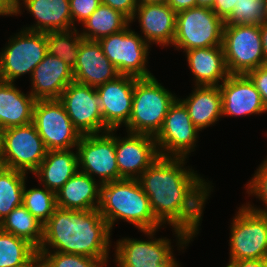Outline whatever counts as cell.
I'll list each match as a JSON object with an SVG mask.
<instances>
[{
    "mask_svg": "<svg viewBox=\"0 0 267 267\" xmlns=\"http://www.w3.org/2000/svg\"><path fill=\"white\" fill-rule=\"evenodd\" d=\"M185 161L159 156L138 178L155 218L164 226H172L182 249L199 233L205 202L213 187L197 171L185 168Z\"/></svg>",
    "mask_w": 267,
    "mask_h": 267,
    "instance_id": "6da1fadb",
    "label": "cell"
},
{
    "mask_svg": "<svg viewBox=\"0 0 267 267\" xmlns=\"http://www.w3.org/2000/svg\"><path fill=\"white\" fill-rule=\"evenodd\" d=\"M111 230L94 210H70L57 207L43 226V240L37 251H56L84 255L108 261ZM49 247L53 250H49Z\"/></svg>",
    "mask_w": 267,
    "mask_h": 267,
    "instance_id": "7a4b0ae2",
    "label": "cell"
},
{
    "mask_svg": "<svg viewBox=\"0 0 267 267\" xmlns=\"http://www.w3.org/2000/svg\"><path fill=\"white\" fill-rule=\"evenodd\" d=\"M98 210L111 231L119 219L133 224L141 231L162 227L138 179H121L102 184Z\"/></svg>",
    "mask_w": 267,
    "mask_h": 267,
    "instance_id": "3957f363",
    "label": "cell"
},
{
    "mask_svg": "<svg viewBox=\"0 0 267 267\" xmlns=\"http://www.w3.org/2000/svg\"><path fill=\"white\" fill-rule=\"evenodd\" d=\"M177 98L154 76L136 78L132 112L125 130L129 133L155 136L161 129L170 106Z\"/></svg>",
    "mask_w": 267,
    "mask_h": 267,
    "instance_id": "277c9868",
    "label": "cell"
},
{
    "mask_svg": "<svg viewBox=\"0 0 267 267\" xmlns=\"http://www.w3.org/2000/svg\"><path fill=\"white\" fill-rule=\"evenodd\" d=\"M224 24L211 8L196 6L179 11L172 45L183 52L222 46Z\"/></svg>",
    "mask_w": 267,
    "mask_h": 267,
    "instance_id": "5b68a950",
    "label": "cell"
},
{
    "mask_svg": "<svg viewBox=\"0 0 267 267\" xmlns=\"http://www.w3.org/2000/svg\"><path fill=\"white\" fill-rule=\"evenodd\" d=\"M47 151L32 122L0 131V160L6 168L34 173Z\"/></svg>",
    "mask_w": 267,
    "mask_h": 267,
    "instance_id": "8992f818",
    "label": "cell"
},
{
    "mask_svg": "<svg viewBox=\"0 0 267 267\" xmlns=\"http://www.w3.org/2000/svg\"><path fill=\"white\" fill-rule=\"evenodd\" d=\"M0 52V80L16 81L30 73L47 54L46 33L21 29ZM16 79V80H15Z\"/></svg>",
    "mask_w": 267,
    "mask_h": 267,
    "instance_id": "52a82bcc",
    "label": "cell"
},
{
    "mask_svg": "<svg viewBox=\"0 0 267 267\" xmlns=\"http://www.w3.org/2000/svg\"><path fill=\"white\" fill-rule=\"evenodd\" d=\"M222 48L229 74H246L267 64L260 25H224Z\"/></svg>",
    "mask_w": 267,
    "mask_h": 267,
    "instance_id": "ba28073f",
    "label": "cell"
},
{
    "mask_svg": "<svg viewBox=\"0 0 267 267\" xmlns=\"http://www.w3.org/2000/svg\"><path fill=\"white\" fill-rule=\"evenodd\" d=\"M129 27L128 25L117 33L102 37L98 42L119 74L136 78L151 77L152 73L146 68L150 46L142 35H138Z\"/></svg>",
    "mask_w": 267,
    "mask_h": 267,
    "instance_id": "9c48e42d",
    "label": "cell"
},
{
    "mask_svg": "<svg viewBox=\"0 0 267 267\" xmlns=\"http://www.w3.org/2000/svg\"><path fill=\"white\" fill-rule=\"evenodd\" d=\"M231 224L230 261L267 259V214L255 212L244 205Z\"/></svg>",
    "mask_w": 267,
    "mask_h": 267,
    "instance_id": "30bf717a",
    "label": "cell"
},
{
    "mask_svg": "<svg viewBox=\"0 0 267 267\" xmlns=\"http://www.w3.org/2000/svg\"><path fill=\"white\" fill-rule=\"evenodd\" d=\"M32 123L47 150L75 149L81 134L58 99L36 100Z\"/></svg>",
    "mask_w": 267,
    "mask_h": 267,
    "instance_id": "8fae6325",
    "label": "cell"
},
{
    "mask_svg": "<svg viewBox=\"0 0 267 267\" xmlns=\"http://www.w3.org/2000/svg\"><path fill=\"white\" fill-rule=\"evenodd\" d=\"M114 131L83 135L76 147L79 170L93 179L98 176L101 185L119 180Z\"/></svg>",
    "mask_w": 267,
    "mask_h": 267,
    "instance_id": "7c38bea8",
    "label": "cell"
},
{
    "mask_svg": "<svg viewBox=\"0 0 267 267\" xmlns=\"http://www.w3.org/2000/svg\"><path fill=\"white\" fill-rule=\"evenodd\" d=\"M199 131L191 121L187 108L177 98L154 136L159 156L187 158L195 149Z\"/></svg>",
    "mask_w": 267,
    "mask_h": 267,
    "instance_id": "4fadbf2b",
    "label": "cell"
},
{
    "mask_svg": "<svg viewBox=\"0 0 267 267\" xmlns=\"http://www.w3.org/2000/svg\"><path fill=\"white\" fill-rule=\"evenodd\" d=\"M157 230L140 231L151 240L122 238L117 240L115 262L118 267H180L173 255L171 240L154 238Z\"/></svg>",
    "mask_w": 267,
    "mask_h": 267,
    "instance_id": "5bb4252c",
    "label": "cell"
},
{
    "mask_svg": "<svg viewBox=\"0 0 267 267\" xmlns=\"http://www.w3.org/2000/svg\"><path fill=\"white\" fill-rule=\"evenodd\" d=\"M58 100L64 105L74 128L81 136L104 133L96 88L73 81L63 90Z\"/></svg>",
    "mask_w": 267,
    "mask_h": 267,
    "instance_id": "9a60e30c",
    "label": "cell"
},
{
    "mask_svg": "<svg viewBox=\"0 0 267 267\" xmlns=\"http://www.w3.org/2000/svg\"><path fill=\"white\" fill-rule=\"evenodd\" d=\"M136 77L119 75L96 88L99 95L104 132L118 130L128 124L132 112L133 91Z\"/></svg>",
    "mask_w": 267,
    "mask_h": 267,
    "instance_id": "2e32d148",
    "label": "cell"
},
{
    "mask_svg": "<svg viewBox=\"0 0 267 267\" xmlns=\"http://www.w3.org/2000/svg\"><path fill=\"white\" fill-rule=\"evenodd\" d=\"M125 138L115 136V151L119 180L138 179L159 157L154 136L129 133Z\"/></svg>",
    "mask_w": 267,
    "mask_h": 267,
    "instance_id": "e0dca14e",
    "label": "cell"
},
{
    "mask_svg": "<svg viewBox=\"0 0 267 267\" xmlns=\"http://www.w3.org/2000/svg\"><path fill=\"white\" fill-rule=\"evenodd\" d=\"M222 116L266 113L261 95L246 74H230L220 85Z\"/></svg>",
    "mask_w": 267,
    "mask_h": 267,
    "instance_id": "ac0fdd59",
    "label": "cell"
},
{
    "mask_svg": "<svg viewBox=\"0 0 267 267\" xmlns=\"http://www.w3.org/2000/svg\"><path fill=\"white\" fill-rule=\"evenodd\" d=\"M75 82L97 88L120 74L103 53L97 40L82 39L77 62L72 70Z\"/></svg>",
    "mask_w": 267,
    "mask_h": 267,
    "instance_id": "d6986e66",
    "label": "cell"
},
{
    "mask_svg": "<svg viewBox=\"0 0 267 267\" xmlns=\"http://www.w3.org/2000/svg\"><path fill=\"white\" fill-rule=\"evenodd\" d=\"M176 14L168 4H139L130 22L138 16L142 37L149 45L169 46L176 33Z\"/></svg>",
    "mask_w": 267,
    "mask_h": 267,
    "instance_id": "ffe728a7",
    "label": "cell"
},
{
    "mask_svg": "<svg viewBox=\"0 0 267 267\" xmlns=\"http://www.w3.org/2000/svg\"><path fill=\"white\" fill-rule=\"evenodd\" d=\"M31 91L36 100L59 99L63 90L74 81L72 69L60 58L46 54L31 76Z\"/></svg>",
    "mask_w": 267,
    "mask_h": 267,
    "instance_id": "44dd1931",
    "label": "cell"
},
{
    "mask_svg": "<svg viewBox=\"0 0 267 267\" xmlns=\"http://www.w3.org/2000/svg\"><path fill=\"white\" fill-rule=\"evenodd\" d=\"M16 4L17 15L21 14V4H24L37 20L34 25L23 28L25 30L47 33L73 29L69 0H17Z\"/></svg>",
    "mask_w": 267,
    "mask_h": 267,
    "instance_id": "7402d4cb",
    "label": "cell"
},
{
    "mask_svg": "<svg viewBox=\"0 0 267 267\" xmlns=\"http://www.w3.org/2000/svg\"><path fill=\"white\" fill-rule=\"evenodd\" d=\"M78 170L56 193L57 207L94 210L100 204L101 184Z\"/></svg>",
    "mask_w": 267,
    "mask_h": 267,
    "instance_id": "603a6c76",
    "label": "cell"
},
{
    "mask_svg": "<svg viewBox=\"0 0 267 267\" xmlns=\"http://www.w3.org/2000/svg\"><path fill=\"white\" fill-rule=\"evenodd\" d=\"M195 86H219L228 73L222 46L185 51Z\"/></svg>",
    "mask_w": 267,
    "mask_h": 267,
    "instance_id": "cb8c5ba5",
    "label": "cell"
},
{
    "mask_svg": "<svg viewBox=\"0 0 267 267\" xmlns=\"http://www.w3.org/2000/svg\"><path fill=\"white\" fill-rule=\"evenodd\" d=\"M74 149L48 150L46 157L33 173L55 194L79 170L78 153Z\"/></svg>",
    "mask_w": 267,
    "mask_h": 267,
    "instance_id": "d4e9b609",
    "label": "cell"
},
{
    "mask_svg": "<svg viewBox=\"0 0 267 267\" xmlns=\"http://www.w3.org/2000/svg\"><path fill=\"white\" fill-rule=\"evenodd\" d=\"M35 101L14 83L0 80V131L31 123Z\"/></svg>",
    "mask_w": 267,
    "mask_h": 267,
    "instance_id": "484cf974",
    "label": "cell"
},
{
    "mask_svg": "<svg viewBox=\"0 0 267 267\" xmlns=\"http://www.w3.org/2000/svg\"><path fill=\"white\" fill-rule=\"evenodd\" d=\"M186 99L179 98L188 110L193 124L201 131L222 117V95L219 86H194Z\"/></svg>",
    "mask_w": 267,
    "mask_h": 267,
    "instance_id": "4316f807",
    "label": "cell"
},
{
    "mask_svg": "<svg viewBox=\"0 0 267 267\" xmlns=\"http://www.w3.org/2000/svg\"><path fill=\"white\" fill-rule=\"evenodd\" d=\"M82 24L85 26L80 33L83 39L98 41L125 29L131 22L121 12L101 4Z\"/></svg>",
    "mask_w": 267,
    "mask_h": 267,
    "instance_id": "83f0119b",
    "label": "cell"
},
{
    "mask_svg": "<svg viewBox=\"0 0 267 267\" xmlns=\"http://www.w3.org/2000/svg\"><path fill=\"white\" fill-rule=\"evenodd\" d=\"M43 226L23 204L17 206L0 222V230L25 239L37 250L43 240Z\"/></svg>",
    "mask_w": 267,
    "mask_h": 267,
    "instance_id": "f1b7e54d",
    "label": "cell"
},
{
    "mask_svg": "<svg viewBox=\"0 0 267 267\" xmlns=\"http://www.w3.org/2000/svg\"><path fill=\"white\" fill-rule=\"evenodd\" d=\"M26 174L6 167L0 172V222L22 205Z\"/></svg>",
    "mask_w": 267,
    "mask_h": 267,
    "instance_id": "f546056e",
    "label": "cell"
},
{
    "mask_svg": "<svg viewBox=\"0 0 267 267\" xmlns=\"http://www.w3.org/2000/svg\"><path fill=\"white\" fill-rule=\"evenodd\" d=\"M82 39L76 28L49 31L46 33L47 53L60 58L73 70Z\"/></svg>",
    "mask_w": 267,
    "mask_h": 267,
    "instance_id": "4dcf8cb0",
    "label": "cell"
},
{
    "mask_svg": "<svg viewBox=\"0 0 267 267\" xmlns=\"http://www.w3.org/2000/svg\"><path fill=\"white\" fill-rule=\"evenodd\" d=\"M38 254L25 239L0 230V267H21Z\"/></svg>",
    "mask_w": 267,
    "mask_h": 267,
    "instance_id": "1f68e13d",
    "label": "cell"
},
{
    "mask_svg": "<svg viewBox=\"0 0 267 267\" xmlns=\"http://www.w3.org/2000/svg\"><path fill=\"white\" fill-rule=\"evenodd\" d=\"M24 185L22 204L41 224H45L57 208L56 194L46 187L30 188Z\"/></svg>",
    "mask_w": 267,
    "mask_h": 267,
    "instance_id": "d6a6232c",
    "label": "cell"
},
{
    "mask_svg": "<svg viewBox=\"0 0 267 267\" xmlns=\"http://www.w3.org/2000/svg\"><path fill=\"white\" fill-rule=\"evenodd\" d=\"M267 21V0H239L224 25H260Z\"/></svg>",
    "mask_w": 267,
    "mask_h": 267,
    "instance_id": "836d02e7",
    "label": "cell"
},
{
    "mask_svg": "<svg viewBox=\"0 0 267 267\" xmlns=\"http://www.w3.org/2000/svg\"><path fill=\"white\" fill-rule=\"evenodd\" d=\"M44 267H105L97 258L56 251H37Z\"/></svg>",
    "mask_w": 267,
    "mask_h": 267,
    "instance_id": "e575fe53",
    "label": "cell"
},
{
    "mask_svg": "<svg viewBox=\"0 0 267 267\" xmlns=\"http://www.w3.org/2000/svg\"><path fill=\"white\" fill-rule=\"evenodd\" d=\"M255 172L251 181L246 186V192H248L249 196L254 195L260 201L262 200L261 202L264 203L265 209L256 208L254 204L250 205L249 202L248 204L246 203V206L255 212L267 214V158L259 165Z\"/></svg>",
    "mask_w": 267,
    "mask_h": 267,
    "instance_id": "d590c367",
    "label": "cell"
},
{
    "mask_svg": "<svg viewBox=\"0 0 267 267\" xmlns=\"http://www.w3.org/2000/svg\"><path fill=\"white\" fill-rule=\"evenodd\" d=\"M73 28L75 21L83 23L101 5V0H69Z\"/></svg>",
    "mask_w": 267,
    "mask_h": 267,
    "instance_id": "8d00e7d4",
    "label": "cell"
},
{
    "mask_svg": "<svg viewBox=\"0 0 267 267\" xmlns=\"http://www.w3.org/2000/svg\"><path fill=\"white\" fill-rule=\"evenodd\" d=\"M256 89L259 91L263 104L267 110V64L246 73Z\"/></svg>",
    "mask_w": 267,
    "mask_h": 267,
    "instance_id": "74e56055",
    "label": "cell"
},
{
    "mask_svg": "<svg viewBox=\"0 0 267 267\" xmlns=\"http://www.w3.org/2000/svg\"><path fill=\"white\" fill-rule=\"evenodd\" d=\"M101 4L121 12L130 21L133 19L135 10L139 5L138 0H101Z\"/></svg>",
    "mask_w": 267,
    "mask_h": 267,
    "instance_id": "f35d334b",
    "label": "cell"
},
{
    "mask_svg": "<svg viewBox=\"0 0 267 267\" xmlns=\"http://www.w3.org/2000/svg\"><path fill=\"white\" fill-rule=\"evenodd\" d=\"M237 1L239 0H216L212 10L225 22L232 14Z\"/></svg>",
    "mask_w": 267,
    "mask_h": 267,
    "instance_id": "ab89813d",
    "label": "cell"
},
{
    "mask_svg": "<svg viewBox=\"0 0 267 267\" xmlns=\"http://www.w3.org/2000/svg\"><path fill=\"white\" fill-rule=\"evenodd\" d=\"M233 267H267V259H242L229 261Z\"/></svg>",
    "mask_w": 267,
    "mask_h": 267,
    "instance_id": "60d3db41",
    "label": "cell"
},
{
    "mask_svg": "<svg viewBox=\"0 0 267 267\" xmlns=\"http://www.w3.org/2000/svg\"><path fill=\"white\" fill-rule=\"evenodd\" d=\"M17 0H0V15H17Z\"/></svg>",
    "mask_w": 267,
    "mask_h": 267,
    "instance_id": "b9f144b4",
    "label": "cell"
},
{
    "mask_svg": "<svg viewBox=\"0 0 267 267\" xmlns=\"http://www.w3.org/2000/svg\"><path fill=\"white\" fill-rule=\"evenodd\" d=\"M168 5L177 13L197 6V0H169Z\"/></svg>",
    "mask_w": 267,
    "mask_h": 267,
    "instance_id": "7bdbcfd3",
    "label": "cell"
},
{
    "mask_svg": "<svg viewBox=\"0 0 267 267\" xmlns=\"http://www.w3.org/2000/svg\"><path fill=\"white\" fill-rule=\"evenodd\" d=\"M260 34H261L262 50L265 57V61L267 62V21L260 24Z\"/></svg>",
    "mask_w": 267,
    "mask_h": 267,
    "instance_id": "ee69618b",
    "label": "cell"
},
{
    "mask_svg": "<svg viewBox=\"0 0 267 267\" xmlns=\"http://www.w3.org/2000/svg\"><path fill=\"white\" fill-rule=\"evenodd\" d=\"M21 267H44V264L39 254H37L28 264Z\"/></svg>",
    "mask_w": 267,
    "mask_h": 267,
    "instance_id": "f6af8a7d",
    "label": "cell"
},
{
    "mask_svg": "<svg viewBox=\"0 0 267 267\" xmlns=\"http://www.w3.org/2000/svg\"><path fill=\"white\" fill-rule=\"evenodd\" d=\"M216 0H197V6L213 8Z\"/></svg>",
    "mask_w": 267,
    "mask_h": 267,
    "instance_id": "bcb514c9",
    "label": "cell"
},
{
    "mask_svg": "<svg viewBox=\"0 0 267 267\" xmlns=\"http://www.w3.org/2000/svg\"><path fill=\"white\" fill-rule=\"evenodd\" d=\"M169 0H138L139 4H156V3H163L168 4Z\"/></svg>",
    "mask_w": 267,
    "mask_h": 267,
    "instance_id": "7dc6e473",
    "label": "cell"
},
{
    "mask_svg": "<svg viewBox=\"0 0 267 267\" xmlns=\"http://www.w3.org/2000/svg\"><path fill=\"white\" fill-rule=\"evenodd\" d=\"M5 168L4 163L0 160V172Z\"/></svg>",
    "mask_w": 267,
    "mask_h": 267,
    "instance_id": "c3c4849f",
    "label": "cell"
},
{
    "mask_svg": "<svg viewBox=\"0 0 267 267\" xmlns=\"http://www.w3.org/2000/svg\"><path fill=\"white\" fill-rule=\"evenodd\" d=\"M226 267H233L230 263Z\"/></svg>",
    "mask_w": 267,
    "mask_h": 267,
    "instance_id": "681fc988",
    "label": "cell"
}]
</instances>
